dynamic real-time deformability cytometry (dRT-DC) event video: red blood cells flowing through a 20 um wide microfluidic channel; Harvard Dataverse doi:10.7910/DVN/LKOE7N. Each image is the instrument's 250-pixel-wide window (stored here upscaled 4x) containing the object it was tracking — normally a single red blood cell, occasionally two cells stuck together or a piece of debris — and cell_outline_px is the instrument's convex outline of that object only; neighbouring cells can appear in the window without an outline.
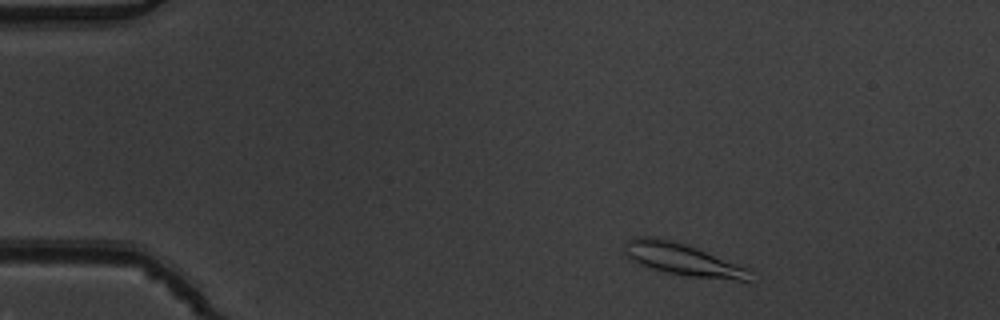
{"species": "common noctule bat (a hibernating species)", "species_latin": "Nyctalus noctula", "temperature_condition": "warm", "stored_images_in_passage": 49, "camera_frame_rate_fps": 3000, "um_per_image_px": 0.085, "animal": {"sex": "male", "body_mass_g": 19.5, "forearm_length_mm": 54.6}, "frame": {"image": 1, "passage_image": 4, "time_ms": 1.0, "image_size_px": [1000, 320], "cell_outline_px": [[752, 284], [692, 276], [664, 272], [640, 264], [632, 260], [624, 252], [624, 240], [632, 236], [656, 236], [688, 244], [752, 268]], "centroid_in_image_um": [58.17, 22.06], "position_along_channel_um": 26.8, "area_um2": 24.68}}
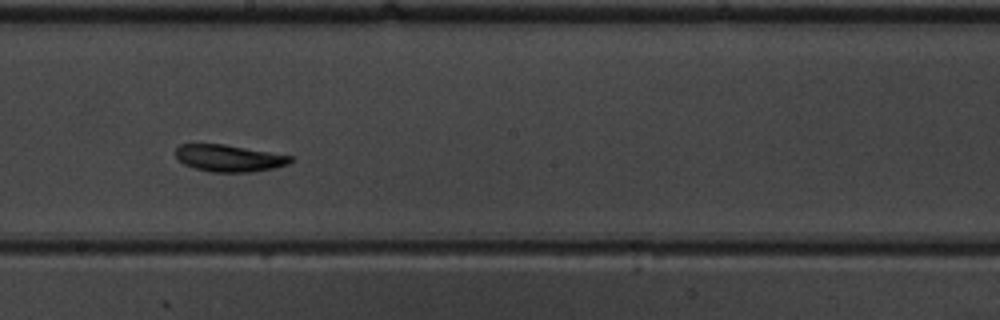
{"frame": {"image": 2, "passage_image": 26, "time_ms": 8.333, "image_size_px": [1000, 320], "cell_outline_px": [[292, 160], [288, 164], [272, 168], [252, 172], [212, 172], [196, 168], [184, 164], [176, 156], [176, 148], [180, 144], [224, 144], [292, 156]], "centroid_in_image_um": [19.46, 13.44], "position_along_channel_um": 228.7, "area_um2": 17.74}}
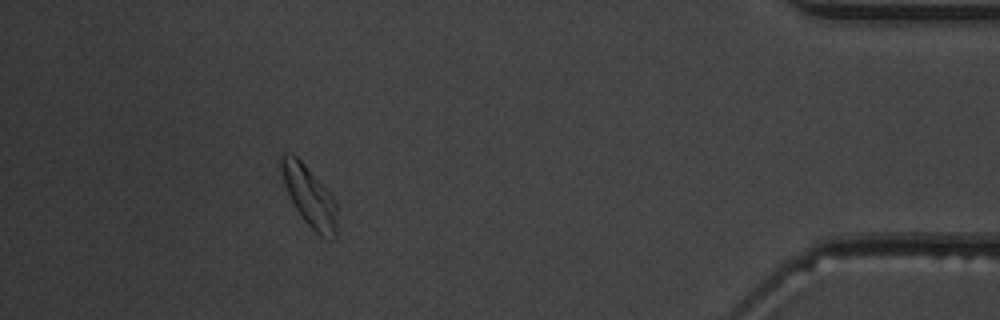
{"frame": {"image": 3, "passage_image": 44, "time_ms": 14.333, "image_size_px": [1000, 320], "cell_outline_px": [[336, 236], [332, 240], [328, 240], [320, 236], [300, 216], [284, 184], [280, 172], [280, 152], [288, 152], [296, 156], [304, 164], [336, 200]], "centroid_in_image_um": [26.28, 16.67], "position_along_channel_um": 408.9, "area_um2": 19.48}, "authors_computed_cell_mechanics": {"area_um2": 18.9006, "velocity_mm_per_s": 3.816, "shape_relaxation_time_tau1_ms": 2.682, "shape_relaxation_time_tau2_ms": 4.6661, "deformation_change_tau1": 0.0952, "deformation_change_tau2": 0.0766}}